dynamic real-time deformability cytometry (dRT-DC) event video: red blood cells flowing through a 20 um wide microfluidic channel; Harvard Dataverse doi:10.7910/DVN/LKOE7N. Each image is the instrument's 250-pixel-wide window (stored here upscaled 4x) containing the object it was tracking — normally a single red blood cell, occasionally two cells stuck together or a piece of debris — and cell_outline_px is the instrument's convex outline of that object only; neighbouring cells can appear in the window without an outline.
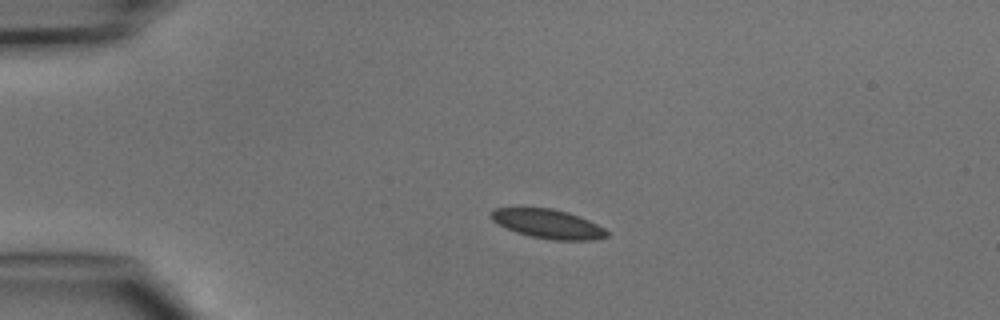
{"species": "common noctule bat (a hibernating species)", "species_latin": "Nyctalus noctula", "temperature_condition": "cold", "stored_images_in_passage": 7, "camera_frame_rate_fps": 3000, "um_per_image_px": 0.085, "animal": {"sex": "male", "body_mass_g": 15.6}, "frame": {"image": 1, "passage_image": 3, "time_ms": 2.0, "image_size_px": [1000, 320], "cell_outline_px": [[608, 236], [592, 240], [552, 240], [532, 236], [516, 232], [492, 220], [492, 212], [496, 208], [552, 208], [568, 212], [588, 220], [604, 228], [608, 232]], "centroid_in_image_um": [46.62, 19.03], "position_along_channel_um": 38.4, "area_um2": 19.25}}